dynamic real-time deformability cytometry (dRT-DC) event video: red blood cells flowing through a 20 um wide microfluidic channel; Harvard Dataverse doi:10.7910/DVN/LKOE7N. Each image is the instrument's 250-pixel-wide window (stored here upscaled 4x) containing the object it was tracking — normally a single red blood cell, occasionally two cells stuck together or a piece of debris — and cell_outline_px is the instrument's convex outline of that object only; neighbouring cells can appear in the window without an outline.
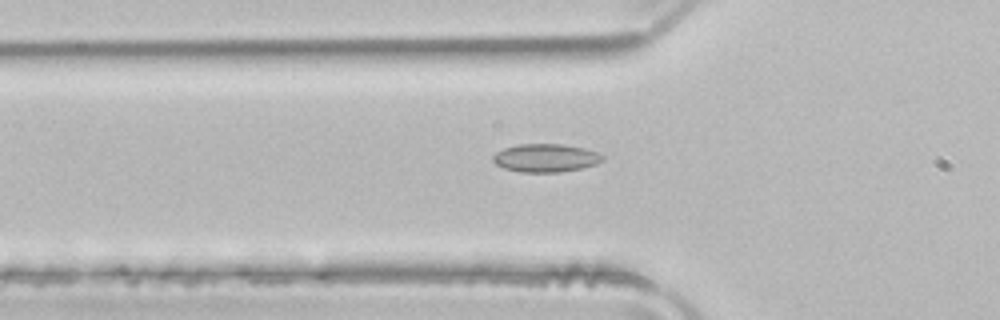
{"species": "common noctule bat (a hibernating species)", "species_latin": "Nyctalus noctula", "temperature_condition": "room temperature", "stored_images_in_passage": 51, "camera_frame_rate_fps": 3000, "um_per_image_px": 0.085, "animal": {"sex": "male", "body_mass_g": 21.5, "forearm_length_mm": 52.0}, "frame": {"image": 1, "passage_image": 16, "time_ms": 5.0, "image_size_px": [1000, 320], "cell_outline_px": [[604, 160], [596, 164], [580, 168], [560, 172], [520, 172], [504, 168], [496, 164], [492, 160], [492, 156], [496, 152], [504, 148], [516, 144], [560, 144], [584, 148], [596, 152], [604, 156]], "centroid_in_image_um": [46.36, 13.42], "position_along_channel_um": 79.4, "area_um2": 17.98}}
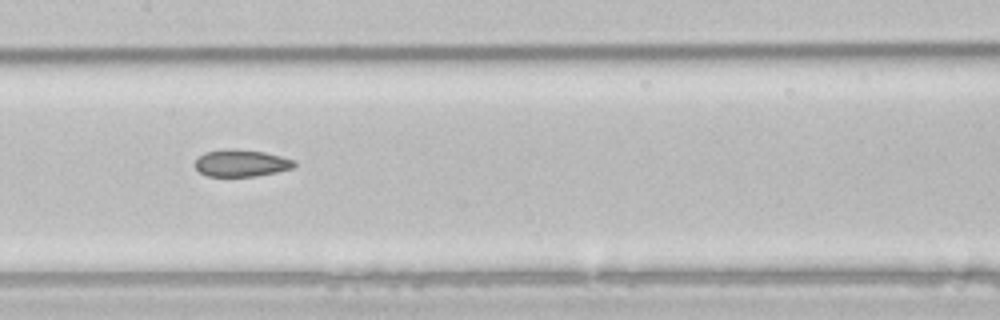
{"frame": {"image": 2, "passage_image": 24, "time_ms": 7.667, "image_size_px": [1000, 320], "cell_outline_px": [[296, 164], [292, 168], [276, 172], [256, 176], [208, 176], [200, 172], [196, 168], [196, 160], [204, 152], [264, 152], [296, 160]], "centroid_in_image_um": [20.56, 13.92], "position_along_channel_um": 186.8, "area_um2": 14.62}}
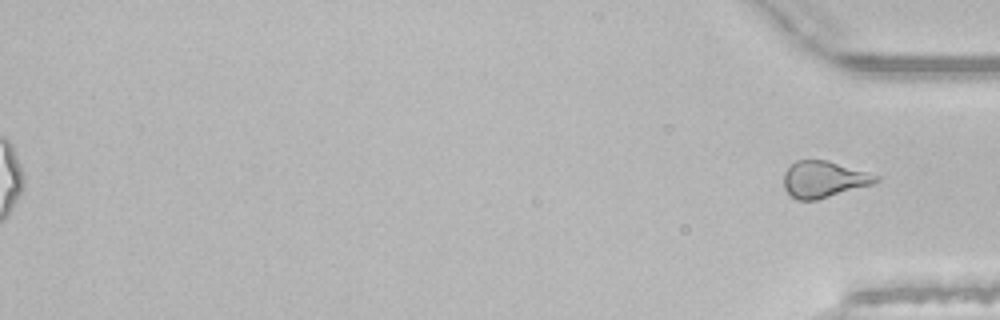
{"frame": {"image": 3, "passage_image": 51, "time_ms": 16.667, "image_size_px": [1000, 320], "cell_outline_px": [[880, 180], [872, 184], [816, 200], [796, 200], [788, 196], [784, 188], [784, 172], [796, 160], [828, 160], [880, 176]], "centroid_in_image_um": [69.99, 15.25], "position_along_channel_um": 365.2, "area_um2": 19.59}, "authors_computed_cell_mechanics": {"area_um2": 17.9758, "velocity_mm_per_s": 3.9961, "shape_relaxation_time_tau1_ms": null, "shape_relaxation_time_tau2_ms": 2.2169, "deformation_change_tau1": null, "deformation_change_tau2": 0.0727}}